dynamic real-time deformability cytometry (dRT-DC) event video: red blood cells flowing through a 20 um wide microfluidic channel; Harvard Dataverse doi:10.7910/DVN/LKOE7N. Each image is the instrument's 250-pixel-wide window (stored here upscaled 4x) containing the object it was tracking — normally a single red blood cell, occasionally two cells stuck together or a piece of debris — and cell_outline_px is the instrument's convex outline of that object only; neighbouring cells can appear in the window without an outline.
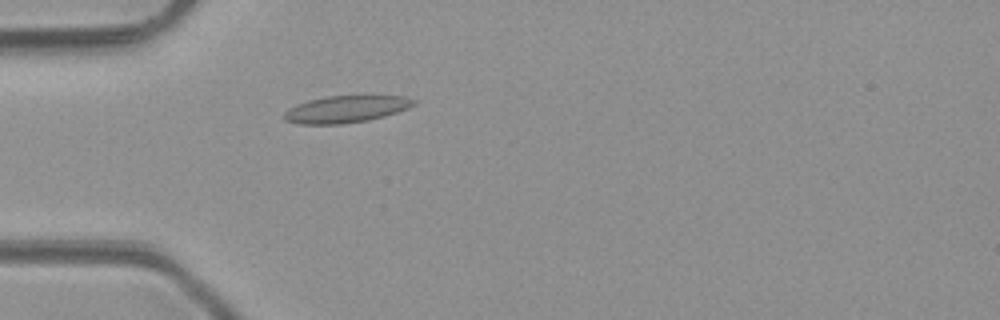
{"species": "common noctule bat (a hibernating species)", "species_latin": "Nyctalus noctula", "temperature_condition": "room temperature", "stored_images_in_passage": 2, "camera_frame_rate_fps": 3000, "um_per_image_px": 0.085, "animal": {"sex": "male", "body_mass_g": 23.1, "forearm_length_mm": 52.7}, "frame": {"image": 1, "passage_image": 2, "time_ms": 1.333, "image_size_px": [1000, 320], "cell_outline_px": [[416, 104], [408, 108], [384, 116], [368, 120], [340, 124], [300, 124], [284, 120], [284, 112], [288, 108], [296, 104], [308, 100], [324, 96], [408, 96], [416, 100]], "centroid_in_image_um": [29.4, 9.27], "position_along_channel_um": 55.6, "area_um2": 20.4}}